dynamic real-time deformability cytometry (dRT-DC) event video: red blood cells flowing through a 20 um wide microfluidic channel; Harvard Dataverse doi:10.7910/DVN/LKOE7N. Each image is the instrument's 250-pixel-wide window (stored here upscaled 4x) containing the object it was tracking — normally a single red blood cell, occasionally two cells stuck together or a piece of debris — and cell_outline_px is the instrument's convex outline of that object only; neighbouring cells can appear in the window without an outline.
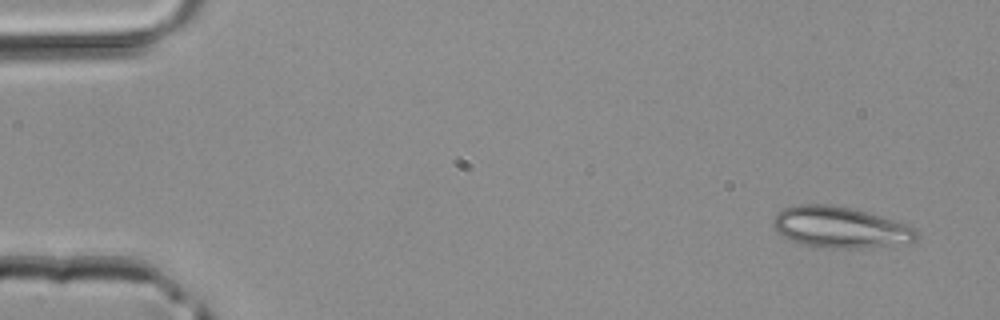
{"species": "common noctule bat (a hibernating species)", "species_latin": "Nyctalus noctula", "temperature_condition": "room temperature", "stored_images_in_passage": 2, "camera_frame_rate_fps": 3000, "um_per_image_px": 0.085, "animal": {"sex": "male", "body_mass_g": 20.4}, "frame": {"image": 1, "passage_image": 1, "time_ms": 0.0, "image_size_px": [1000, 320], "cell_outline_px": [[920, 236], [916, 240], [908, 244], [860, 248], [832, 248], [800, 244], [776, 232], [772, 224], [772, 220], [784, 208], [792, 204], [828, 204], [852, 208], [868, 212], [904, 224], [912, 228]], "centroid_in_image_um": [71.41, 19.32], "position_along_channel_um": 13.6, "area_um2": 34.39}}